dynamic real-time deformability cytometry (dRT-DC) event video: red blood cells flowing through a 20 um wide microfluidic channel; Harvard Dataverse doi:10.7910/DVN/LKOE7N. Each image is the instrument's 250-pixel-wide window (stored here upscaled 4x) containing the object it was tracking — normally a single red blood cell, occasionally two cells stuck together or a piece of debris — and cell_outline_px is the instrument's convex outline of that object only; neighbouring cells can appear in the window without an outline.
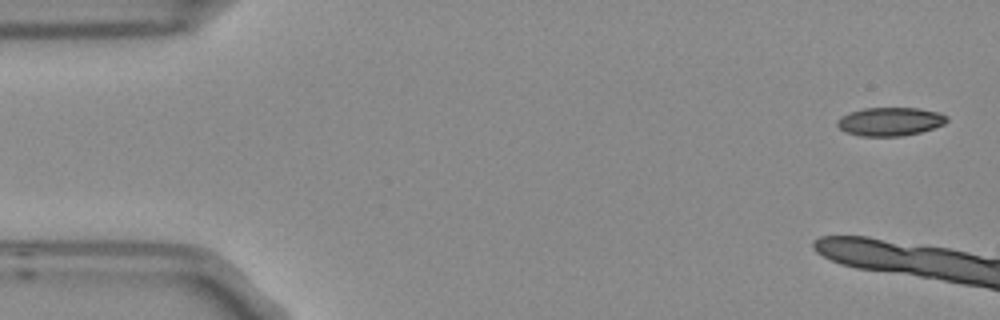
{"species": "Egyptian fruit bat (a non-hibernating species)", "species_latin": "Rousettus aegyptiacus", "temperature_condition": "room temperature", "stored_images_in_passage": 7, "camera_frame_rate_fps": 3000, "um_per_image_px": 0.085, "frame": {"image": 1, "passage_image": 1, "time_ms": 0.0, "image_size_px": [1000, 320], "cell_outline_px": [[948, 120], [944, 124], [920, 132], [900, 136], [860, 136], [844, 132], [836, 124], [836, 120], [840, 116], [848, 112], [864, 108], [916, 108], [940, 112], [948, 116]], "centroid_in_image_um": [75.62, 10.32], "position_along_channel_um": 9.4, "area_um2": 18.32}}
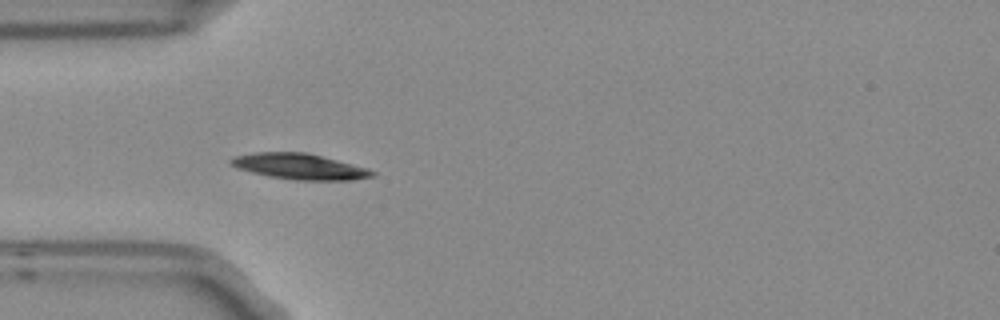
{"frame": {"image": 2, "passage_image": 6, "time_ms": 1.667, "image_size_px": [1000, 320], "cell_outline_px": [[376, 176], [352, 180], [292, 180], [268, 176], [236, 168], [228, 164], [228, 160], [236, 156], [252, 152], [304, 152], [368, 168], [376, 172]], "centroid_in_image_um": [25.43, 14.16], "position_along_channel_um": 59.6, "area_um2": 21.27}}
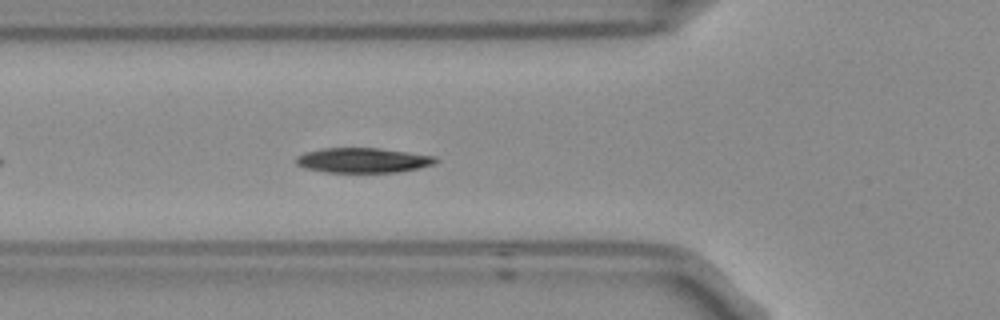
{"frame": {"image": 3, "passage_image": 7, "time_ms": 2.0, "image_size_px": [1000, 320], "cell_outline_px": [[440, 160], [436, 164], [420, 168], [400, 172], [324, 172], [304, 168], [296, 164], [296, 156], [304, 152], [320, 148], [380, 148], [436, 156]], "centroid_in_image_um": [30.87, 13.62], "position_along_channel_um": 94.9, "area_um2": 20.58}}